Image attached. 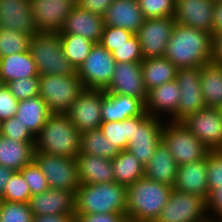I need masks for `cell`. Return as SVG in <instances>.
Masks as SVG:
<instances>
[{
	"label": "cell",
	"instance_id": "54",
	"mask_svg": "<svg viewBox=\"0 0 222 222\" xmlns=\"http://www.w3.org/2000/svg\"><path fill=\"white\" fill-rule=\"evenodd\" d=\"M15 170L0 165V198L3 196L5 187Z\"/></svg>",
	"mask_w": 222,
	"mask_h": 222
},
{
	"label": "cell",
	"instance_id": "4",
	"mask_svg": "<svg viewBox=\"0 0 222 222\" xmlns=\"http://www.w3.org/2000/svg\"><path fill=\"white\" fill-rule=\"evenodd\" d=\"M125 214L126 186L117 182L80 184L75 193V214Z\"/></svg>",
	"mask_w": 222,
	"mask_h": 222
},
{
	"label": "cell",
	"instance_id": "8",
	"mask_svg": "<svg viewBox=\"0 0 222 222\" xmlns=\"http://www.w3.org/2000/svg\"><path fill=\"white\" fill-rule=\"evenodd\" d=\"M34 161L45 175L49 188L76 193L80 185L76 159L34 152Z\"/></svg>",
	"mask_w": 222,
	"mask_h": 222
},
{
	"label": "cell",
	"instance_id": "27",
	"mask_svg": "<svg viewBox=\"0 0 222 222\" xmlns=\"http://www.w3.org/2000/svg\"><path fill=\"white\" fill-rule=\"evenodd\" d=\"M144 169V176L146 178L171 187L174 186L178 171V164L175 162L162 141L158 144L155 153Z\"/></svg>",
	"mask_w": 222,
	"mask_h": 222
},
{
	"label": "cell",
	"instance_id": "9",
	"mask_svg": "<svg viewBox=\"0 0 222 222\" xmlns=\"http://www.w3.org/2000/svg\"><path fill=\"white\" fill-rule=\"evenodd\" d=\"M116 62L112 53L100 43H94L87 58L77 70L86 89H106L111 83Z\"/></svg>",
	"mask_w": 222,
	"mask_h": 222
},
{
	"label": "cell",
	"instance_id": "16",
	"mask_svg": "<svg viewBox=\"0 0 222 222\" xmlns=\"http://www.w3.org/2000/svg\"><path fill=\"white\" fill-rule=\"evenodd\" d=\"M38 32H60L76 0H30Z\"/></svg>",
	"mask_w": 222,
	"mask_h": 222
},
{
	"label": "cell",
	"instance_id": "28",
	"mask_svg": "<svg viewBox=\"0 0 222 222\" xmlns=\"http://www.w3.org/2000/svg\"><path fill=\"white\" fill-rule=\"evenodd\" d=\"M53 113L40 96L19 101L15 118L35 137Z\"/></svg>",
	"mask_w": 222,
	"mask_h": 222
},
{
	"label": "cell",
	"instance_id": "47",
	"mask_svg": "<svg viewBox=\"0 0 222 222\" xmlns=\"http://www.w3.org/2000/svg\"><path fill=\"white\" fill-rule=\"evenodd\" d=\"M19 101L10 92L9 88L0 84V121L3 122L17 113Z\"/></svg>",
	"mask_w": 222,
	"mask_h": 222
},
{
	"label": "cell",
	"instance_id": "49",
	"mask_svg": "<svg viewBox=\"0 0 222 222\" xmlns=\"http://www.w3.org/2000/svg\"><path fill=\"white\" fill-rule=\"evenodd\" d=\"M127 219L126 214H75V222H124Z\"/></svg>",
	"mask_w": 222,
	"mask_h": 222
},
{
	"label": "cell",
	"instance_id": "7",
	"mask_svg": "<svg viewBox=\"0 0 222 222\" xmlns=\"http://www.w3.org/2000/svg\"><path fill=\"white\" fill-rule=\"evenodd\" d=\"M161 141L178 166L200 161L209 151L182 122L165 120Z\"/></svg>",
	"mask_w": 222,
	"mask_h": 222
},
{
	"label": "cell",
	"instance_id": "21",
	"mask_svg": "<svg viewBox=\"0 0 222 222\" xmlns=\"http://www.w3.org/2000/svg\"><path fill=\"white\" fill-rule=\"evenodd\" d=\"M104 28L103 16L91 13L76 4L59 33L81 35L94 43H99Z\"/></svg>",
	"mask_w": 222,
	"mask_h": 222
},
{
	"label": "cell",
	"instance_id": "6",
	"mask_svg": "<svg viewBox=\"0 0 222 222\" xmlns=\"http://www.w3.org/2000/svg\"><path fill=\"white\" fill-rule=\"evenodd\" d=\"M39 89L51 112L62 114L69 110L84 86L77 75H41Z\"/></svg>",
	"mask_w": 222,
	"mask_h": 222
},
{
	"label": "cell",
	"instance_id": "18",
	"mask_svg": "<svg viewBox=\"0 0 222 222\" xmlns=\"http://www.w3.org/2000/svg\"><path fill=\"white\" fill-rule=\"evenodd\" d=\"M29 205L33 216H75V192L49 188L31 196Z\"/></svg>",
	"mask_w": 222,
	"mask_h": 222
},
{
	"label": "cell",
	"instance_id": "19",
	"mask_svg": "<svg viewBox=\"0 0 222 222\" xmlns=\"http://www.w3.org/2000/svg\"><path fill=\"white\" fill-rule=\"evenodd\" d=\"M215 0H175L176 22L212 35Z\"/></svg>",
	"mask_w": 222,
	"mask_h": 222
},
{
	"label": "cell",
	"instance_id": "52",
	"mask_svg": "<svg viewBox=\"0 0 222 222\" xmlns=\"http://www.w3.org/2000/svg\"><path fill=\"white\" fill-rule=\"evenodd\" d=\"M212 19H213L212 34L214 32L222 31V0H215Z\"/></svg>",
	"mask_w": 222,
	"mask_h": 222
},
{
	"label": "cell",
	"instance_id": "39",
	"mask_svg": "<svg viewBox=\"0 0 222 222\" xmlns=\"http://www.w3.org/2000/svg\"><path fill=\"white\" fill-rule=\"evenodd\" d=\"M33 213L29 203L2 201L0 222H32Z\"/></svg>",
	"mask_w": 222,
	"mask_h": 222
},
{
	"label": "cell",
	"instance_id": "29",
	"mask_svg": "<svg viewBox=\"0 0 222 222\" xmlns=\"http://www.w3.org/2000/svg\"><path fill=\"white\" fill-rule=\"evenodd\" d=\"M34 76L39 74L29 50L0 58V84Z\"/></svg>",
	"mask_w": 222,
	"mask_h": 222
},
{
	"label": "cell",
	"instance_id": "11",
	"mask_svg": "<svg viewBox=\"0 0 222 222\" xmlns=\"http://www.w3.org/2000/svg\"><path fill=\"white\" fill-rule=\"evenodd\" d=\"M165 120L151 116L146 112L138 116V126H134L133 136L128 142L127 150L134 154L144 167L161 142Z\"/></svg>",
	"mask_w": 222,
	"mask_h": 222
},
{
	"label": "cell",
	"instance_id": "42",
	"mask_svg": "<svg viewBox=\"0 0 222 222\" xmlns=\"http://www.w3.org/2000/svg\"><path fill=\"white\" fill-rule=\"evenodd\" d=\"M111 53L115 62L141 63L143 61L141 45L135 34L131 36L126 43L119 47H115V50Z\"/></svg>",
	"mask_w": 222,
	"mask_h": 222
},
{
	"label": "cell",
	"instance_id": "36",
	"mask_svg": "<svg viewBox=\"0 0 222 222\" xmlns=\"http://www.w3.org/2000/svg\"><path fill=\"white\" fill-rule=\"evenodd\" d=\"M63 52L70 63L78 70L89 55L94 42L81 35L60 34Z\"/></svg>",
	"mask_w": 222,
	"mask_h": 222
},
{
	"label": "cell",
	"instance_id": "32",
	"mask_svg": "<svg viewBox=\"0 0 222 222\" xmlns=\"http://www.w3.org/2000/svg\"><path fill=\"white\" fill-rule=\"evenodd\" d=\"M147 91L176 79L178 68L166 57L146 58L141 62Z\"/></svg>",
	"mask_w": 222,
	"mask_h": 222
},
{
	"label": "cell",
	"instance_id": "35",
	"mask_svg": "<svg viewBox=\"0 0 222 222\" xmlns=\"http://www.w3.org/2000/svg\"><path fill=\"white\" fill-rule=\"evenodd\" d=\"M134 126H138V116L123 121L102 122L100 130L111 143L122 151L128 148Z\"/></svg>",
	"mask_w": 222,
	"mask_h": 222
},
{
	"label": "cell",
	"instance_id": "15",
	"mask_svg": "<svg viewBox=\"0 0 222 222\" xmlns=\"http://www.w3.org/2000/svg\"><path fill=\"white\" fill-rule=\"evenodd\" d=\"M102 89H86L79 94L65 113L75 128L82 132L100 128Z\"/></svg>",
	"mask_w": 222,
	"mask_h": 222
},
{
	"label": "cell",
	"instance_id": "14",
	"mask_svg": "<svg viewBox=\"0 0 222 222\" xmlns=\"http://www.w3.org/2000/svg\"><path fill=\"white\" fill-rule=\"evenodd\" d=\"M175 19L173 17L148 18L135 33L141 45L143 59L165 55Z\"/></svg>",
	"mask_w": 222,
	"mask_h": 222
},
{
	"label": "cell",
	"instance_id": "20",
	"mask_svg": "<svg viewBox=\"0 0 222 222\" xmlns=\"http://www.w3.org/2000/svg\"><path fill=\"white\" fill-rule=\"evenodd\" d=\"M0 28L35 35L38 29L34 23L30 0H0Z\"/></svg>",
	"mask_w": 222,
	"mask_h": 222
},
{
	"label": "cell",
	"instance_id": "30",
	"mask_svg": "<svg viewBox=\"0 0 222 222\" xmlns=\"http://www.w3.org/2000/svg\"><path fill=\"white\" fill-rule=\"evenodd\" d=\"M35 142H19L0 135V165L20 171L34 160Z\"/></svg>",
	"mask_w": 222,
	"mask_h": 222
},
{
	"label": "cell",
	"instance_id": "1",
	"mask_svg": "<svg viewBox=\"0 0 222 222\" xmlns=\"http://www.w3.org/2000/svg\"><path fill=\"white\" fill-rule=\"evenodd\" d=\"M212 35L175 22L164 57L178 69L202 67L212 61Z\"/></svg>",
	"mask_w": 222,
	"mask_h": 222
},
{
	"label": "cell",
	"instance_id": "26",
	"mask_svg": "<svg viewBox=\"0 0 222 222\" xmlns=\"http://www.w3.org/2000/svg\"><path fill=\"white\" fill-rule=\"evenodd\" d=\"M76 161L80 184H100L115 181L110 159L80 153Z\"/></svg>",
	"mask_w": 222,
	"mask_h": 222
},
{
	"label": "cell",
	"instance_id": "5",
	"mask_svg": "<svg viewBox=\"0 0 222 222\" xmlns=\"http://www.w3.org/2000/svg\"><path fill=\"white\" fill-rule=\"evenodd\" d=\"M29 52L39 76L77 75L76 68L64 55L59 32H37L31 36Z\"/></svg>",
	"mask_w": 222,
	"mask_h": 222
},
{
	"label": "cell",
	"instance_id": "43",
	"mask_svg": "<svg viewBox=\"0 0 222 222\" xmlns=\"http://www.w3.org/2000/svg\"><path fill=\"white\" fill-rule=\"evenodd\" d=\"M20 172L28 184L32 196L49 189L45 175L34 160L22 168Z\"/></svg>",
	"mask_w": 222,
	"mask_h": 222
},
{
	"label": "cell",
	"instance_id": "23",
	"mask_svg": "<svg viewBox=\"0 0 222 222\" xmlns=\"http://www.w3.org/2000/svg\"><path fill=\"white\" fill-rule=\"evenodd\" d=\"M180 100V88L176 80L166 82L148 91L145 102L146 113L156 118L169 121L177 112Z\"/></svg>",
	"mask_w": 222,
	"mask_h": 222
},
{
	"label": "cell",
	"instance_id": "2",
	"mask_svg": "<svg viewBox=\"0 0 222 222\" xmlns=\"http://www.w3.org/2000/svg\"><path fill=\"white\" fill-rule=\"evenodd\" d=\"M173 187L145 176L126 187V217L136 222H155Z\"/></svg>",
	"mask_w": 222,
	"mask_h": 222
},
{
	"label": "cell",
	"instance_id": "46",
	"mask_svg": "<svg viewBox=\"0 0 222 222\" xmlns=\"http://www.w3.org/2000/svg\"><path fill=\"white\" fill-rule=\"evenodd\" d=\"M134 34L126 29L114 26H105L99 43L109 52L115 50L133 36Z\"/></svg>",
	"mask_w": 222,
	"mask_h": 222
},
{
	"label": "cell",
	"instance_id": "53",
	"mask_svg": "<svg viewBox=\"0 0 222 222\" xmlns=\"http://www.w3.org/2000/svg\"><path fill=\"white\" fill-rule=\"evenodd\" d=\"M32 222H75V216H62V215L33 216Z\"/></svg>",
	"mask_w": 222,
	"mask_h": 222
},
{
	"label": "cell",
	"instance_id": "22",
	"mask_svg": "<svg viewBox=\"0 0 222 222\" xmlns=\"http://www.w3.org/2000/svg\"><path fill=\"white\" fill-rule=\"evenodd\" d=\"M146 112L145 103L127 95L111 94L102 89V122L123 121Z\"/></svg>",
	"mask_w": 222,
	"mask_h": 222
},
{
	"label": "cell",
	"instance_id": "24",
	"mask_svg": "<svg viewBox=\"0 0 222 222\" xmlns=\"http://www.w3.org/2000/svg\"><path fill=\"white\" fill-rule=\"evenodd\" d=\"M206 165L207 155L200 161L178 166L173 189L193 195H200L207 199L209 190Z\"/></svg>",
	"mask_w": 222,
	"mask_h": 222
},
{
	"label": "cell",
	"instance_id": "33",
	"mask_svg": "<svg viewBox=\"0 0 222 222\" xmlns=\"http://www.w3.org/2000/svg\"><path fill=\"white\" fill-rule=\"evenodd\" d=\"M115 182L129 186L144 177V166L137 157L128 150H122L112 160Z\"/></svg>",
	"mask_w": 222,
	"mask_h": 222
},
{
	"label": "cell",
	"instance_id": "50",
	"mask_svg": "<svg viewBox=\"0 0 222 222\" xmlns=\"http://www.w3.org/2000/svg\"><path fill=\"white\" fill-rule=\"evenodd\" d=\"M114 0H76V4L91 13L103 16Z\"/></svg>",
	"mask_w": 222,
	"mask_h": 222
},
{
	"label": "cell",
	"instance_id": "51",
	"mask_svg": "<svg viewBox=\"0 0 222 222\" xmlns=\"http://www.w3.org/2000/svg\"><path fill=\"white\" fill-rule=\"evenodd\" d=\"M212 61L222 63V31L212 34Z\"/></svg>",
	"mask_w": 222,
	"mask_h": 222
},
{
	"label": "cell",
	"instance_id": "48",
	"mask_svg": "<svg viewBox=\"0 0 222 222\" xmlns=\"http://www.w3.org/2000/svg\"><path fill=\"white\" fill-rule=\"evenodd\" d=\"M206 208L208 218L222 220V185L209 192Z\"/></svg>",
	"mask_w": 222,
	"mask_h": 222
},
{
	"label": "cell",
	"instance_id": "12",
	"mask_svg": "<svg viewBox=\"0 0 222 222\" xmlns=\"http://www.w3.org/2000/svg\"><path fill=\"white\" fill-rule=\"evenodd\" d=\"M182 124L209 150H222V114L205 107L183 119Z\"/></svg>",
	"mask_w": 222,
	"mask_h": 222
},
{
	"label": "cell",
	"instance_id": "37",
	"mask_svg": "<svg viewBox=\"0 0 222 222\" xmlns=\"http://www.w3.org/2000/svg\"><path fill=\"white\" fill-rule=\"evenodd\" d=\"M30 39L26 33L0 28V58L28 51Z\"/></svg>",
	"mask_w": 222,
	"mask_h": 222
},
{
	"label": "cell",
	"instance_id": "31",
	"mask_svg": "<svg viewBox=\"0 0 222 222\" xmlns=\"http://www.w3.org/2000/svg\"><path fill=\"white\" fill-rule=\"evenodd\" d=\"M200 88L206 107L222 108V63L211 61L201 67Z\"/></svg>",
	"mask_w": 222,
	"mask_h": 222
},
{
	"label": "cell",
	"instance_id": "25",
	"mask_svg": "<svg viewBox=\"0 0 222 222\" xmlns=\"http://www.w3.org/2000/svg\"><path fill=\"white\" fill-rule=\"evenodd\" d=\"M105 26L120 27L135 34L145 18L138 0H114L103 15Z\"/></svg>",
	"mask_w": 222,
	"mask_h": 222
},
{
	"label": "cell",
	"instance_id": "40",
	"mask_svg": "<svg viewBox=\"0 0 222 222\" xmlns=\"http://www.w3.org/2000/svg\"><path fill=\"white\" fill-rule=\"evenodd\" d=\"M138 4L145 19L174 16L175 0H138Z\"/></svg>",
	"mask_w": 222,
	"mask_h": 222
},
{
	"label": "cell",
	"instance_id": "56",
	"mask_svg": "<svg viewBox=\"0 0 222 222\" xmlns=\"http://www.w3.org/2000/svg\"><path fill=\"white\" fill-rule=\"evenodd\" d=\"M0 135H2V122L0 121Z\"/></svg>",
	"mask_w": 222,
	"mask_h": 222
},
{
	"label": "cell",
	"instance_id": "38",
	"mask_svg": "<svg viewBox=\"0 0 222 222\" xmlns=\"http://www.w3.org/2000/svg\"><path fill=\"white\" fill-rule=\"evenodd\" d=\"M31 192L20 171H15L10 177L3 196L2 201L29 203Z\"/></svg>",
	"mask_w": 222,
	"mask_h": 222
},
{
	"label": "cell",
	"instance_id": "10",
	"mask_svg": "<svg viewBox=\"0 0 222 222\" xmlns=\"http://www.w3.org/2000/svg\"><path fill=\"white\" fill-rule=\"evenodd\" d=\"M207 218L204 197L172 189L155 222H201Z\"/></svg>",
	"mask_w": 222,
	"mask_h": 222
},
{
	"label": "cell",
	"instance_id": "44",
	"mask_svg": "<svg viewBox=\"0 0 222 222\" xmlns=\"http://www.w3.org/2000/svg\"><path fill=\"white\" fill-rule=\"evenodd\" d=\"M207 180L208 190L213 191L222 185V150H209L207 152Z\"/></svg>",
	"mask_w": 222,
	"mask_h": 222
},
{
	"label": "cell",
	"instance_id": "3",
	"mask_svg": "<svg viewBox=\"0 0 222 222\" xmlns=\"http://www.w3.org/2000/svg\"><path fill=\"white\" fill-rule=\"evenodd\" d=\"M81 151V132L65 113H53L36 136L35 152L76 159Z\"/></svg>",
	"mask_w": 222,
	"mask_h": 222
},
{
	"label": "cell",
	"instance_id": "45",
	"mask_svg": "<svg viewBox=\"0 0 222 222\" xmlns=\"http://www.w3.org/2000/svg\"><path fill=\"white\" fill-rule=\"evenodd\" d=\"M2 135L19 142L36 141V137L15 116L2 122Z\"/></svg>",
	"mask_w": 222,
	"mask_h": 222
},
{
	"label": "cell",
	"instance_id": "57",
	"mask_svg": "<svg viewBox=\"0 0 222 222\" xmlns=\"http://www.w3.org/2000/svg\"><path fill=\"white\" fill-rule=\"evenodd\" d=\"M124 222H136V221H132V220L126 219Z\"/></svg>",
	"mask_w": 222,
	"mask_h": 222
},
{
	"label": "cell",
	"instance_id": "13",
	"mask_svg": "<svg viewBox=\"0 0 222 222\" xmlns=\"http://www.w3.org/2000/svg\"><path fill=\"white\" fill-rule=\"evenodd\" d=\"M200 75L201 67L178 69L175 80L180 88V100L176 114L169 121L181 122L206 107L200 88Z\"/></svg>",
	"mask_w": 222,
	"mask_h": 222
},
{
	"label": "cell",
	"instance_id": "34",
	"mask_svg": "<svg viewBox=\"0 0 222 222\" xmlns=\"http://www.w3.org/2000/svg\"><path fill=\"white\" fill-rule=\"evenodd\" d=\"M120 151L105 137L100 128L81 133V154H91L112 160Z\"/></svg>",
	"mask_w": 222,
	"mask_h": 222
},
{
	"label": "cell",
	"instance_id": "17",
	"mask_svg": "<svg viewBox=\"0 0 222 222\" xmlns=\"http://www.w3.org/2000/svg\"><path fill=\"white\" fill-rule=\"evenodd\" d=\"M111 83L105 92L127 95L147 101L148 91L145 88L141 63L116 62Z\"/></svg>",
	"mask_w": 222,
	"mask_h": 222
},
{
	"label": "cell",
	"instance_id": "55",
	"mask_svg": "<svg viewBox=\"0 0 222 222\" xmlns=\"http://www.w3.org/2000/svg\"><path fill=\"white\" fill-rule=\"evenodd\" d=\"M201 222H222V220L207 218V219H205L204 221H201Z\"/></svg>",
	"mask_w": 222,
	"mask_h": 222
},
{
	"label": "cell",
	"instance_id": "41",
	"mask_svg": "<svg viewBox=\"0 0 222 222\" xmlns=\"http://www.w3.org/2000/svg\"><path fill=\"white\" fill-rule=\"evenodd\" d=\"M6 86L18 101L40 96L39 76L13 80Z\"/></svg>",
	"mask_w": 222,
	"mask_h": 222
}]
</instances>
